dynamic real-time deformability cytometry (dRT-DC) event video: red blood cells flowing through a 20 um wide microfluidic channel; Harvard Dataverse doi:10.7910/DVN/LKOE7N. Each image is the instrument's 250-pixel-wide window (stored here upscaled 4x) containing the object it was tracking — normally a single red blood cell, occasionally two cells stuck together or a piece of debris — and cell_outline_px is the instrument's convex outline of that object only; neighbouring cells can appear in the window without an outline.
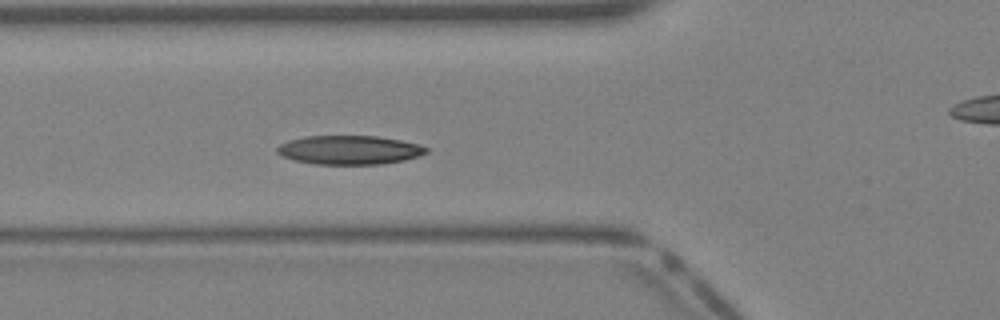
{"species": "Egyptian fruit bat (a non-hibernating species)", "species_latin": "Rousettus aegyptiacus", "temperature_condition": "warm", "stored_images_in_passage": 31, "camera_frame_rate_fps": 3000, "um_per_image_px": 0.085, "animal": {"sex": "female"}, "frame": {"image": 1, "passage_image": 14, "time_ms": 4.333, "image_size_px": [1000, 320], "cell_outline_px": [[428, 152], [404, 160], [380, 164], [316, 164], [292, 160], [276, 152], [276, 148], [280, 144], [288, 140], [304, 136], [376, 136], [400, 140], [420, 144], [428, 148]], "centroid_in_image_um": [29.67, 12.74], "position_along_channel_um": 96.1, "area_um2": 25.09}}
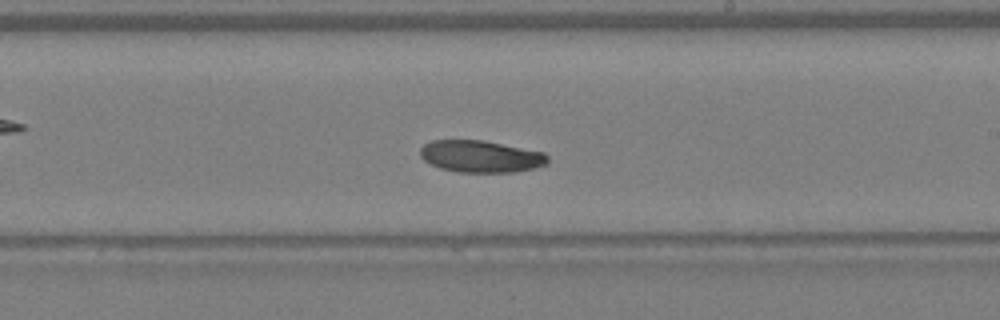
{"frame": {"image": 2, "passage_image": 23, "time_ms": 7.333, "image_size_px": [1000, 320], "cell_outline_px": [[548, 164], [532, 168], [512, 172], [460, 172], [440, 168], [424, 160], [420, 156], [420, 148], [424, 144], [432, 140], [484, 140], [544, 152], [548, 156]], "centroid_in_image_um": [40.86, 13.28], "position_along_channel_um": 248.1, "area_um2": 23.7}}
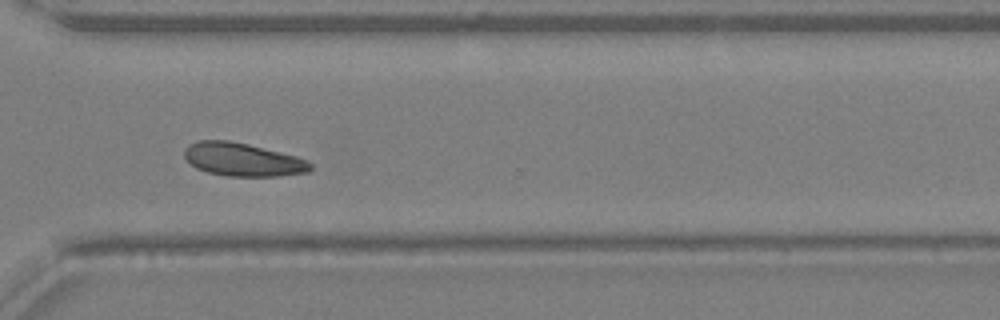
{"frame": {"image": 3, "passage_image": 29, "time_ms": 9.333, "image_size_px": [1000, 320], "cell_outline_px": [[312, 168], [308, 172], [276, 176], [228, 176], [208, 172], [196, 168], [184, 156], [184, 148], [188, 144], [196, 140], [228, 140], [248, 144], [296, 156], [308, 160], [312, 164]], "centroid_in_image_um": [20.62, 13.55], "position_along_channel_um": 350.0, "area_um2": 24.39}}